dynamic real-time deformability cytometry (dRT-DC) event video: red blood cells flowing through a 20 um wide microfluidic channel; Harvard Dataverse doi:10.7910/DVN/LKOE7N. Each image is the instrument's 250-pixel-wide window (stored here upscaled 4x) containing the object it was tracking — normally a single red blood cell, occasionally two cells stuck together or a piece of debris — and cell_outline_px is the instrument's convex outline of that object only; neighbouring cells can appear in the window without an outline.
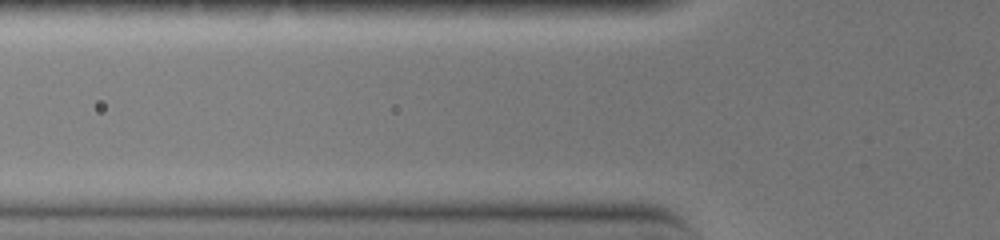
{"species": "common noctule bat (a hibernating species)", "species_latin": "Nyctalus noctula", "temperature_condition": "warm", "stored_images_in_passage": 3, "camera_frame_rate_fps": 3000, "um_per_image_px": 0.085, "animal": {"sex": "female", "body_mass_g": 19.0, "forearm_length_mm": 51.5}, "frame": {"image": 1, "passage_image": 2, "time_ms": 0.333, "image_size_px": [1000, 240], "cell_outline_px": [[628, 168], [496, 168], [484, 164], [488, 160], [516, 156], [564, 156], [616, 160], [624, 164]], "centroid_in_image_um": [47.04, 13.82], "position_along_channel_um": 78.8, "area_um2": 10.35}}